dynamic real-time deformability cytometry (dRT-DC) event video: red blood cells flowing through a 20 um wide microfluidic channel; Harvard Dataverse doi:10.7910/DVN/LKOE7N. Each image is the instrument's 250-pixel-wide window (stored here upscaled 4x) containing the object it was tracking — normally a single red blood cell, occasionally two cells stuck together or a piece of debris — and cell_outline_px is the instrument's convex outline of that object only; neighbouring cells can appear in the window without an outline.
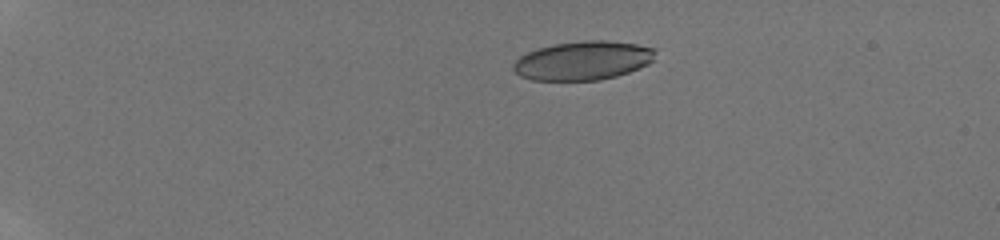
{"species": "human", "species_latin": "Homo sapiens", "temperature_condition": "room temperature", "stored_images_in_passage": 30, "camera_frame_rate_fps": 3000, "um_per_image_px": 0.085, "donor": {"sex": "male"}, "frame": {"image": 1, "passage_image": 1, "time_ms": 0.0, "image_size_px": [1000, 240], "cell_outline_px": [[656, 52], [652, 60], [648, 64], [640, 68], [616, 76], [600, 80], [532, 80], [520, 76], [512, 68], [512, 64], [520, 56], [536, 48], [552, 44], [584, 40], [608, 40], [636, 44], [656, 48]], "centroid_in_image_um": [49.55, 5.14], "position_along_channel_um": 35.5, "area_um2": 32.37}}
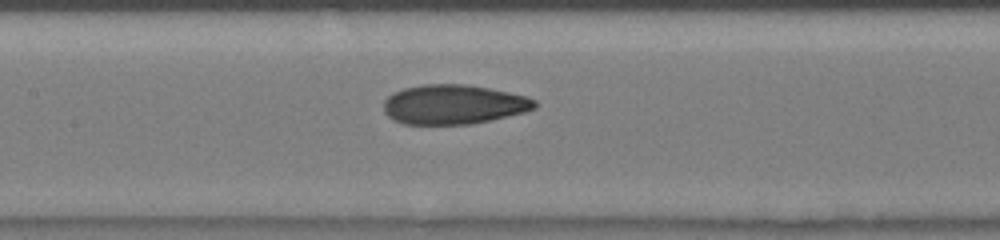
{"frame": {"image": 2, "passage_image": 15, "time_ms": 5.667, "image_size_px": [1000, 240], "cell_outline_px": [[536, 108], [524, 112], [472, 124], [404, 124], [392, 120], [384, 112], [384, 100], [392, 92], [404, 88], [424, 84], [468, 84], [528, 96], [536, 100]], "centroid_in_image_um": [38.54, 8.87], "position_along_channel_um": 168.9, "area_um2": 34.91}}
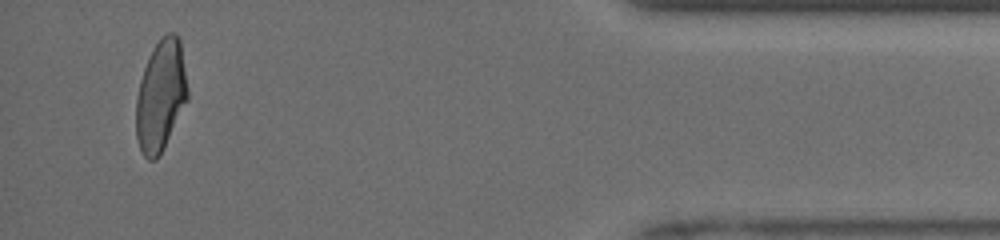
{"frame": {"image": 3, "passage_image": 29, "time_ms": 13.0, "image_size_px": [1000, 240], "cell_outline_px": [[188, 100], [156, 160], [148, 160], [144, 156], [140, 148], [136, 136], [136, 96], [140, 80], [144, 68], [156, 44], [168, 32], [176, 32], [180, 40], [188, 88]], "centroid_in_image_um": [13.66, 8.13], "position_along_channel_um": 421.5, "area_um2": 32.95}, "authors_computed_cell_mechanics": {"area_um2": 34.2176, "velocity_mm_per_s": 4.0895, "shape_relaxation_time_tau1_ms": 7.6496, "shape_relaxation_time_tau2_ms": 1.1139, "deformation_change_tau1": 0.1946, "deformation_change_tau2": 0.064}}